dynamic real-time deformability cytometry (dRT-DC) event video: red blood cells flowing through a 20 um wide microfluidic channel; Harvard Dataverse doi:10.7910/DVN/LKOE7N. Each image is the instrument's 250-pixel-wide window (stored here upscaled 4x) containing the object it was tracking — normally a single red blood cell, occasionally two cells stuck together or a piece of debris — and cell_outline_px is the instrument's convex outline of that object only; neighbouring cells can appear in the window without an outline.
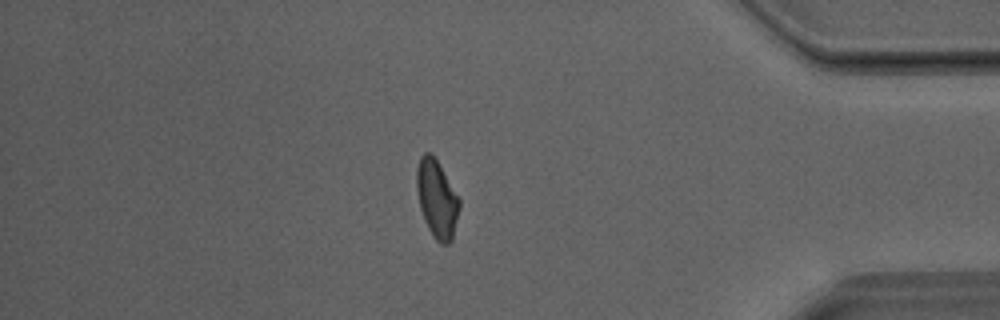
{"species": "Egyptian fruit bat (a non-hibernating species)", "species_latin": "Rousettus aegyptiacus", "temperature_condition": "room temperature", "stored_images_in_passage": 36, "camera_frame_rate_fps": 3000, "um_per_image_px": 0.085, "animal": {"sex": "male"}, "frame": {"image": 1, "passage_image": 31, "time_ms": 10.0, "image_size_px": [1000, 320], "cell_outline_px": [[460, 208], [452, 240], [448, 244], [440, 244], [432, 236], [428, 228], [420, 208], [416, 188], [416, 168], [420, 156], [424, 152], [432, 152], [460, 200]], "centroid_in_image_um": [37.12, 16.9], "position_along_channel_um": 398.1, "area_um2": 19.42}}